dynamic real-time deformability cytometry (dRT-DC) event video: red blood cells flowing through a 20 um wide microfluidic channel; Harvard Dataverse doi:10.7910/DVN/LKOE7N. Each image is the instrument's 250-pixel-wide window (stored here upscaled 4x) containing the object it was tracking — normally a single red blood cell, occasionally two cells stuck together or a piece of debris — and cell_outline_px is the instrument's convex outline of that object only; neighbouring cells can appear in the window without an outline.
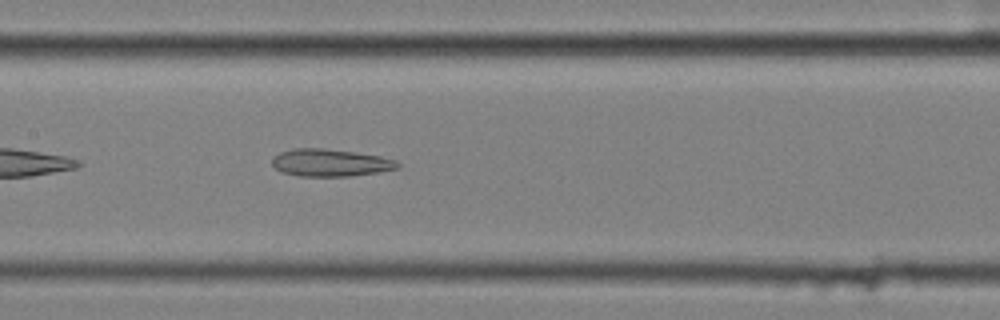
{"species": "common noctule bat (a hibernating species)", "species_latin": "Nyctalus noctula", "temperature_condition": "cold", "stored_images_in_passage": 7, "camera_frame_rate_fps": 3000, "um_per_image_px": 0.085, "animal": {"sex": "female", "body_mass_g": 25.1}, "frame": {"image": 1, "passage_image": 7, "time_ms": 2.0, "image_size_px": [1000, 320], "cell_outline_px": [[400, 168], [380, 172], [352, 176], [300, 176], [280, 172], [272, 164], [272, 156], [280, 152], [292, 148], [324, 148], [380, 156], [396, 160], [400, 164]], "centroid_in_image_um": [28.07, 13.83], "position_along_channel_um": 179.3, "area_um2": 20.17}}